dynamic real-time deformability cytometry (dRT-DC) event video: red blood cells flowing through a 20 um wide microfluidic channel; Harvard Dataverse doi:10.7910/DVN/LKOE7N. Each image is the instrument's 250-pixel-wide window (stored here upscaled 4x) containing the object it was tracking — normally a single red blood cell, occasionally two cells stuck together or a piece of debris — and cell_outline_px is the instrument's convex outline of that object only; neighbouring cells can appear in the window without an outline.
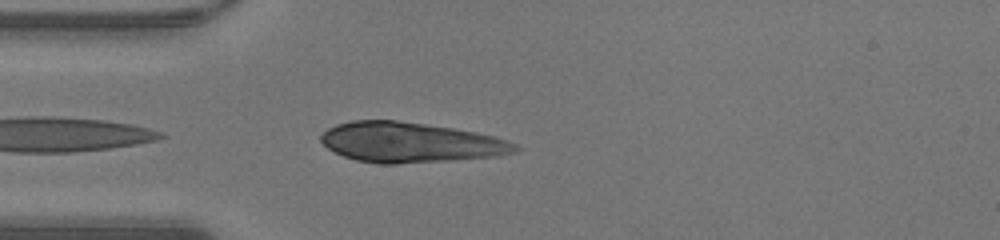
{"species": "human", "species_latin": "Homo sapiens", "temperature_condition": "warm", "stored_images_in_passage": 14, "camera_frame_rate_fps": 3000, "um_per_image_px": 0.085, "donor": {"sex": "male"}, "frame": {"image": 1, "passage_image": 1, "time_ms": 0.0, "image_size_px": [1000, 240], "cell_outline_px": [[520, 148], [516, 152], [496, 156], [396, 164], [380, 164], [356, 160], [344, 156], [328, 148], [320, 140], [320, 136], [328, 128], [336, 124], [352, 120], [396, 120], [452, 128], [476, 132], [508, 140], [516, 144]], "centroid_in_image_um": [34.85, 12.1], "position_along_channel_um": 50.1, "area_um2": 45.08}}
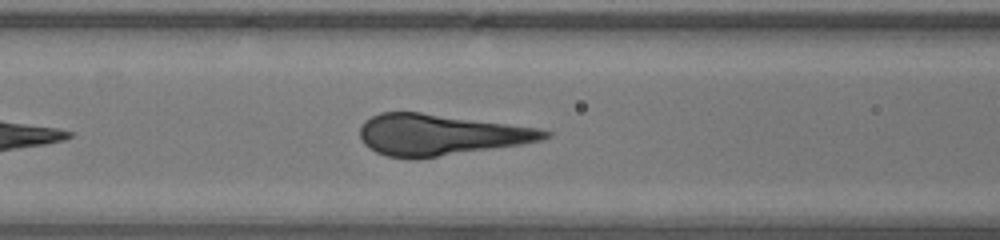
{"frame": {"image": 2, "passage_image": 7, "time_ms": 2.0, "image_size_px": [1000, 240], "cell_outline_px": [[552, 136], [540, 140], [520, 144], [436, 156], [388, 156], [376, 152], [368, 148], [360, 140], [360, 128], [364, 120], [380, 112], [420, 112], [540, 128], [552, 132]], "centroid_in_image_um": [37.41, 11.42], "position_along_channel_um": 129.2, "area_um2": 43.29}}
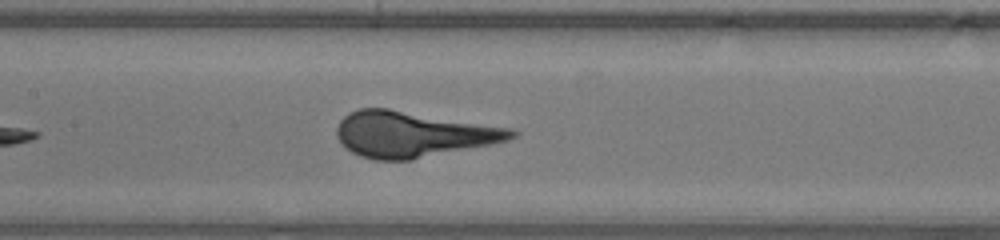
{"frame": {"image": 3, "passage_image": 10, "time_ms": 3.0, "image_size_px": [1000, 240], "cell_outline_px": [[520, 132], [516, 136], [508, 140], [492, 144], [412, 160], [376, 160], [360, 156], [352, 152], [336, 136], [336, 128], [340, 120], [348, 112], [360, 108], [388, 108], [512, 128]], "centroid_in_image_um": [35.1, 11.41], "position_along_channel_um": 172.3, "area_um2": 46.64}}